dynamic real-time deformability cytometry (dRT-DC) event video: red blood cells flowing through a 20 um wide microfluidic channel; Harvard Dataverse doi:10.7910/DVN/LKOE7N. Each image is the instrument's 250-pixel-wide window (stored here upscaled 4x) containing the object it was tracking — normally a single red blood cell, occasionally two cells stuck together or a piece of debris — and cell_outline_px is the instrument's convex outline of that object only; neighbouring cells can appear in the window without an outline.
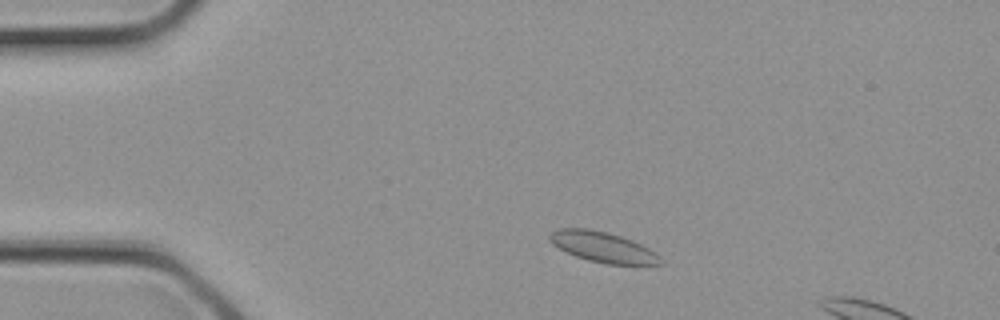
{"species": "common noctule bat (a hibernating species)", "species_latin": "Nyctalus noctula", "temperature_condition": "cold", "stored_images_in_passage": 3, "camera_frame_rate_fps": 3000, "um_per_image_px": 0.085, "animal": {"sex": "female", "body_mass_g": 21.9}, "frame": {"image": 1, "passage_image": 1, "time_ms": 0.0, "image_size_px": [1000, 320], "cell_outline_px": [[664, 264], [608, 264], [588, 260], [576, 256], [552, 244], [548, 240], [548, 232], [560, 228], [588, 228], [608, 232], [632, 240], [656, 252], [660, 256]], "centroid_in_image_um": [51.22, 20.98], "position_along_channel_um": 33.8, "area_um2": 19.65}}
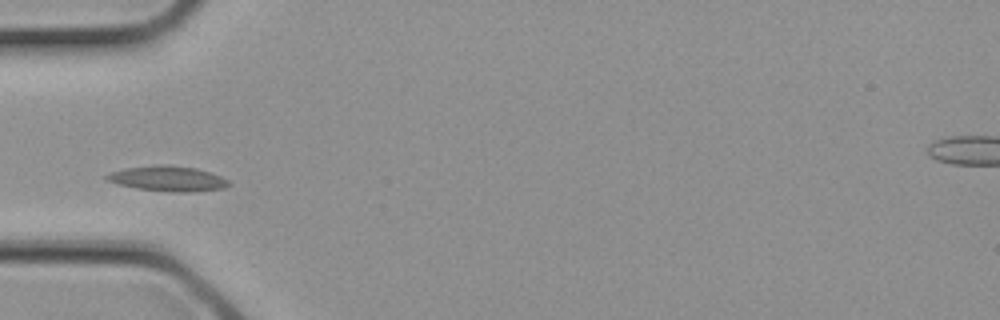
{"frame": {"image": 2, "passage_image": 3, "time_ms": 0.667, "image_size_px": [1000, 320], "cell_outline_px": [[232, 184], [224, 188], [192, 192], [172, 192], [136, 188], [116, 184], [108, 180], [104, 176], [112, 172], [128, 168], [156, 164], [164, 164], [196, 168], [220, 176], [228, 180]], "centroid_in_image_um": [14.28, 15.19], "position_along_channel_um": 70.7, "area_um2": 17.86}}